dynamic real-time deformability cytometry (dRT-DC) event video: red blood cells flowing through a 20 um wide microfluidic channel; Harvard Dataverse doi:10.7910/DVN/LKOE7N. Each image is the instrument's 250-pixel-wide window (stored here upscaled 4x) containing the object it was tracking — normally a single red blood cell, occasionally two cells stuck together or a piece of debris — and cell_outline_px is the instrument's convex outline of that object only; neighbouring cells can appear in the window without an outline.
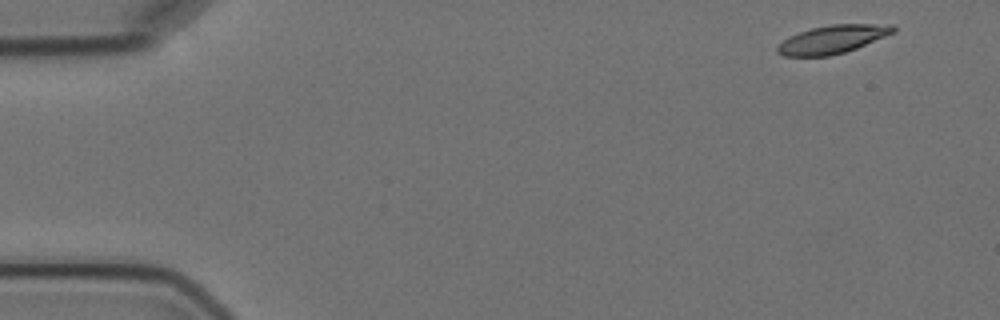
{"species": "Egyptian fruit bat (a non-hibernating species)", "species_latin": "Rousettus aegyptiacus", "temperature_condition": "cold", "stored_images_in_passage": 5, "camera_frame_rate_fps": 3000, "um_per_image_px": 0.085, "animal": {"sex": "female"}, "frame": {"image": 1, "passage_image": 1, "time_ms": 0.0, "image_size_px": [1000, 320], "cell_outline_px": [[896, 32], [856, 48], [844, 52], [828, 56], [784, 56], [776, 52], [776, 48], [784, 40], [800, 32], [812, 28], [832, 24], [892, 24], [896, 28]], "centroid_in_image_um": [70.8, 3.34], "position_along_channel_um": 14.2, "area_um2": 18.84}}
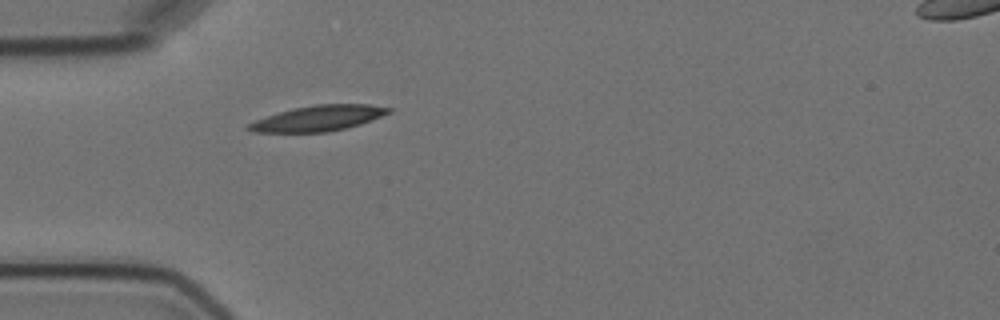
{"frame": {"image": 2, "passage_image": 5, "time_ms": 4.333, "image_size_px": [1000, 320], "cell_outline_px": [[392, 112], [360, 124], [328, 132], [252, 132], [244, 128], [248, 124], [256, 120], [292, 108], [316, 104], [368, 104], [392, 108]], "centroid_in_image_um": [27.05, 10.05], "position_along_channel_um": 57.9, "area_um2": 20.69}}